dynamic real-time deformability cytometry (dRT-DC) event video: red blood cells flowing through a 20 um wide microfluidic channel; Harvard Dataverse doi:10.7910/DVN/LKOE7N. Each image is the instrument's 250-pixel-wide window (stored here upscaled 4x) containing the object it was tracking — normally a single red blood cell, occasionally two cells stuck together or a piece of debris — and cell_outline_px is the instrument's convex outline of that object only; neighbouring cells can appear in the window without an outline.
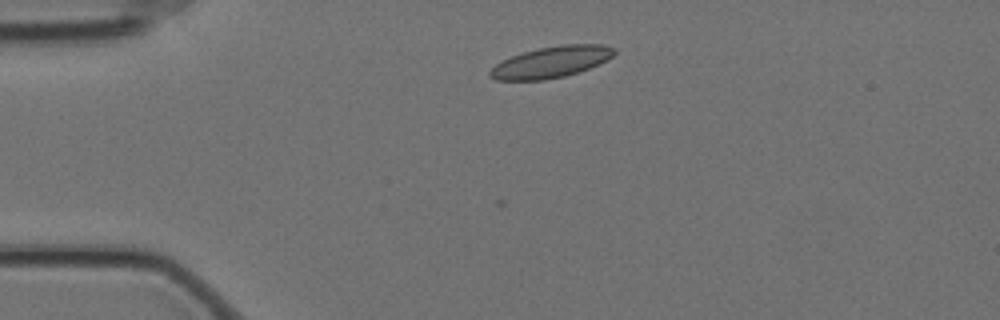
{"species": "Egyptian fruit bat (a non-hibernating species)", "species_latin": "Rousettus aegyptiacus", "temperature_condition": "cold", "stored_images_in_passage": 3, "camera_frame_rate_fps": 3000, "um_per_image_px": 0.085, "animal": {"sex": "female"}, "frame": {"image": 1, "passage_image": 3, "time_ms": 0.667, "image_size_px": [1000, 320], "cell_outline_px": [[616, 52], [608, 60], [588, 68], [564, 76], [544, 80], [496, 80], [488, 76], [488, 72], [496, 64], [512, 56], [524, 52], [540, 48], [560, 44], [604, 44], [616, 48]], "centroid_in_image_um": [46.87, 5.27], "position_along_channel_um": 38.1, "area_um2": 22.54}}